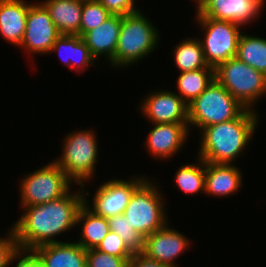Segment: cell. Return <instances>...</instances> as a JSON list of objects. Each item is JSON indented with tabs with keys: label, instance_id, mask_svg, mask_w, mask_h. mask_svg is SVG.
Here are the masks:
<instances>
[{
	"label": "cell",
	"instance_id": "83f0119b",
	"mask_svg": "<svg viewBox=\"0 0 266 267\" xmlns=\"http://www.w3.org/2000/svg\"><path fill=\"white\" fill-rule=\"evenodd\" d=\"M111 15L98 0H83L80 36L102 24Z\"/></svg>",
	"mask_w": 266,
	"mask_h": 267
},
{
	"label": "cell",
	"instance_id": "44dd1931",
	"mask_svg": "<svg viewBox=\"0 0 266 267\" xmlns=\"http://www.w3.org/2000/svg\"><path fill=\"white\" fill-rule=\"evenodd\" d=\"M41 3L61 35H80L83 0H45Z\"/></svg>",
	"mask_w": 266,
	"mask_h": 267
},
{
	"label": "cell",
	"instance_id": "f1b7e54d",
	"mask_svg": "<svg viewBox=\"0 0 266 267\" xmlns=\"http://www.w3.org/2000/svg\"><path fill=\"white\" fill-rule=\"evenodd\" d=\"M87 267H129L131 257H116L97 249H87Z\"/></svg>",
	"mask_w": 266,
	"mask_h": 267
},
{
	"label": "cell",
	"instance_id": "8fae6325",
	"mask_svg": "<svg viewBox=\"0 0 266 267\" xmlns=\"http://www.w3.org/2000/svg\"><path fill=\"white\" fill-rule=\"evenodd\" d=\"M196 17L230 21L239 26L250 24L259 16L265 0H195Z\"/></svg>",
	"mask_w": 266,
	"mask_h": 267
},
{
	"label": "cell",
	"instance_id": "ac0fdd59",
	"mask_svg": "<svg viewBox=\"0 0 266 267\" xmlns=\"http://www.w3.org/2000/svg\"><path fill=\"white\" fill-rule=\"evenodd\" d=\"M242 172L234 164L205 162V193L227 197L241 189Z\"/></svg>",
	"mask_w": 266,
	"mask_h": 267
},
{
	"label": "cell",
	"instance_id": "836d02e7",
	"mask_svg": "<svg viewBox=\"0 0 266 267\" xmlns=\"http://www.w3.org/2000/svg\"><path fill=\"white\" fill-rule=\"evenodd\" d=\"M129 267H168L142 252H135L129 260Z\"/></svg>",
	"mask_w": 266,
	"mask_h": 267
},
{
	"label": "cell",
	"instance_id": "603a6c76",
	"mask_svg": "<svg viewBox=\"0 0 266 267\" xmlns=\"http://www.w3.org/2000/svg\"><path fill=\"white\" fill-rule=\"evenodd\" d=\"M215 79V68H207L181 72L177 78L178 95L189 104L197 98Z\"/></svg>",
	"mask_w": 266,
	"mask_h": 267
},
{
	"label": "cell",
	"instance_id": "7402d4cb",
	"mask_svg": "<svg viewBox=\"0 0 266 267\" xmlns=\"http://www.w3.org/2000/svg\"><path fill=\"white\" fill-rule=\"evenodd\" d=\"M88 202L85 195V203L79 209L76 220V224L82 225L80 240L77 243L86 250L96 249L110 231L108 219L91 210Z\"/></svg>",
	"mask_w": 266,
	"mask_h": 267
},
{
	"label": "cell",
	"instance_id": "e0dca14e",
	"mask_svg": "<svg viewBox=\"0 0 266 267\" xmlns=\"http://www.w3.org/2000/svg\"><path fill=\"white\" fill-rule=\"evenodd\" d=\"M32 251L45 267H87L86 249L77 242L44 244Z\"/></svg>",
	"mask_w": 266,
	"mask_h": 267
},
{
	"label": "cell",
	"instance_id": "9a60e30c",
	"mask_svg": "<svg viewBox=\"0 0 266 267\" xmlns=\"http://www.w3.org/2000/svg\"><path fill=\"white\" fill-rule=\"evenodd\" d=\"M146 140V148L151 156L168 159L178 153L187 142L188 123H154Z\"/></svg>",
	"mask_w": 266,
	"mask_h": 267
},
{
	"label": "cell",
	"instance_id": "4dcf8cb0",
	"mask_svg": "<svg viewBox=\"0 0 266 267\" xmlns=\"http://www.w3.org/2000/svg\"><path fill=\"white\" fill-rule=\"evenodd\" d=\"M7 235L4 238L0 237V267H9L17 260L18 246L11 227Z\"/></svg>",
	"mask_w": 266,
	"mask_h": 267
},
{
	"label": "cell",
	"instance_id": "4316f807",
	"mask_svg": "<svg viewBox=\"0 0 266 267\" xmlns=\"http://www.w3.org/2000/svg\"><path fill=\"white\" fill-rule=\"evenodd\" d=\"M110 230L118 234L126 246L133 252H142L144 237L138 233L124 214L108 218Z\"/></svg>",
	"mask_w": 266,
	"mask_h": 267
},
{
	"label": "cell",
	"instance_id": "8992f818",
	"mask_svg": "<svg viewBox=\"0 0 266 267\" xmlns=\"http://www.w3.org/2000/svg\"><path fill=\"white\" fill-rule=\"evenodd\" d=\"M215 79L246 109L266 94V75L236 57L215 68Z\"/></svg>",
	"mask_w": 266,
	"mask_h": 267
},
{
	"label": "cell",
	"instance_id": "cb8c5ba5",
	"mask_svg": "<svg viewBox=\"0 0 266 267\" xmlns=\"http://www.w3.org/2000/svg\"><path fill=\"white\" fill-rule=\"evenodd\" d=\"M266 75V39L241 33L235 56Z\"/></svg>",
	"mask_w": 266,
	"mask_h": 267
},
{
	"label": "cell",
	"instance_id": "2e32d148",
	"mask_svg": "<svg viewBox=\"0 0 266 267\" xmlns=\"http://www.w3.org/2000/svg\"><path fill=\"white\" fill-rule=\"evenodd\" d=\"M122 16L111 15L102 24L86 32L82 38L96 59L106 56V60L114 66V56L120 35Z\"/></svg>",
	"mask_w": 266,
	"mask_h": 267
},
{
	"label": "cell",
	"instance_id": "d4e9b609",
	"mask_svg": "<svg viewBox=\"0 0 266 267\" xmlns=\"http://www.w3.org/2000/svg\"><path fill=\"white\" fill-rule=\"evenodd\" d=\"M174 61L181 72L207 68L209 65L204 58L200 40L196 38L184 39L174 48Z\"/></svg>",
	"mask_w": 266,
	"mask_h": 267
},
{
	"label": "cell",
	"instance_id": "7a4b0ae2",
	"mask_svg": "<svg viewBox=\"0 0 266 267\" xmlns=\"http://www.w3.org/2000/svg\"><path fill=\"white\" fill-rule=\"evenodd\" d=\"M255 111L245 108L235 119L201 129L199 158L213 164H233L260 122Z\"/></svg>",
	"mask_w": 266,
	"mask_h": 267
},
{
	"label": "cell",
	"instance_id": "5b68a950",
	"mask_svg": "<svg viewBox=\"0 0 266 267\" xmlns=\"http://www.w3.org/2000/svg\"><path fill=\"white\" fill-rule=\"evenodd\" d=\"M245 107L216 79L188 104V124L199 130L235 119Z\"/></svg>",
	"mask_w": 266,
	"mask_h": 267
},
{
	"label": "cell",
	"instance_id": "484cf974",
	"mask_svg": "<svg viewBox=\"0 0 266 267\" xmlns=\"http://www.w3.org/2000/svg\"><path fill=\"white\" fill-rule=\"evenodd\" d=\"M198 164H185L175 174V183L186 194L205 192V161L198 157Z\"/></svg>",
	"mask_w": 266,
	"mask_h": 267
},
{
	"label": "cell",
	"instance_id": "277c9868",
	"mask_svg": "<svg viewBox=\"0 0 266 267\" xmlns=\"http://www.w3.org/2000/svg\"><path fill=\"white\" fill-rule=\"evenodd\" d=\"M96 134L92 130L75 131L65 137L62 155L53 160L74 183L84 187L91 180L98 159Z\"/></svg>",
	"mask_w": 266,
	"mask_h": 267
},
{
	"label": "cell",
	"instance_id": "3957f363",
	"mask_svg": "<svg viewBox=\"0 0 266 267\" xmlns=\"http://www.w3.org/2000/svg\"><path fill=\"white\" fill-rule=\"evenodd\" d=\"M140 11L122 16L118 45L114 56V66L129 67L157 48L159 33L157 28ZM141 59V60H140Z\"/></svg>",
	"mask_w": 266,
	"mask_h": 267
},
{
	"label": "cell",
	"instance_id": "9c48e42d",
	"mask_svg": "<svg viewBox=\"0 0 266 267\" xmlns=\"http://www.w3.org/2000/svg\"><path fill=\"white\" fill-rule=\"evenodd\" d=\"M203 29L204 39L200 42L206 63L216 68L219 64L234 58L242 32L240 27L230 21L215 20L210 17H195Z\"/></svg>",
	"mask_w": 266,
	"mask_h": 267
},
{
	"label": "cell",
	"instance_id": "f546056e",
	"mask_svg": "<svg viewBox=\"0 0 266 267\" xmlns=\"http://www.w3.org/2000/svg\"><path fill=\"white\" fill-rule=\"evenodd\" d=\"M96 249L116 257L133 256V252L126 246L121 237L111 230Z\"/></svg>",
	"mask_w": 266,
	"mask_h": 267
},
{
	"label": "cell",
	"instance_id": "5bb4252c",
	"mask_svg": "<svg viewBox=\"0 0 266 267\" xmlns=\"http://www.w3.org/2000/svg\"><path fill=\"white\" fill-rule=\"evenodd\" d=\"M168 225L144 237L142 253L168 267H178L175 259L188 250L190 241Z\"/></svg>",
	"mask_w": 266,
	"mask_h": 267
},
{
	"label": "cell",
	"instance_id": "d6a6232c",
	"mask_svg": "<svg viewBox=\"0 0 266 267\" xmlns=\"http://www.w3.org/2000/svg\"><path fill=\"white\" fill-rule=\"evenodd\" d=\"M17 259L15 267H45L33 251L18 249Z\"/></svg>",
	"mask_w": 266,
	"mask_h": 267
},
{
	"label": "cell",
	"instance_id": "ba28073f",
	"mask_svg": "<svg viewBox=\"0 0 266 267\" xmlns=\"http://www.w3.org/2000/svg\"><path fill=\"white\" fill-rule=\"evenodd\" d=\"M20 182L22 208L59 199L71 190L72 184L54 161L29 173Z\"/></svg>",
	"mask_w": 266,
	"mask_h": 267
},
{
	"label": "cell",
	"instance_id": "7c38bea8",
	"mask_svg": "<svg viewBox=\"0 0 266 267\" xmlns=\"http://www.w3.org/2000/svg\"><path fill=\"white\" fill-rule=\"evenodd\" d=\"M146 176L129 180L111 179L97 188L92 198V208L96 214L109 218L123 214L133 192L147 179Z\"/></svg>",
	"mask_w": 266,
	"mask_h": 267
},
{
	"label": "cell",
	"instance_id": "52a82bcc",
	"mask_svg": "<svg viewBox=\"0 0 266 267\" xmlns=\"http://www.w3.org/2000/svg\"><path fill=\"white\" fill-rule=\"evenodd\" d=\"M155 184V185H154ZM156 183L146 179L132 194L124 215L143 237L168 224L165 203Z\"/></svg>",
	"mask_w": 266,
	"mask_h": 267
},
{
	"label": "cell",
	"instance_id": "1f68e13d",
	"mask_svg": "<svg viewBox=\"0 0 266 267\" xmlns=\"http://www.w3.org/2000/svg\"><path fill=\"white\" fill-rule=\"evenodd\" d=\"M112 15L125 16L133 14L140 9L135 5V0H98Z\"/></svg>",
	"mask_w": 266,
	"mask_h": 267
},
{
	"label": "cell",
	"instance_id": "30bf717a",
	"mask_svg": "<svg viewBox=\"0 0 266 267\" xmlns=\"http://www.w3.org/2000/svg\"><path fill=\"white\" fill-rule=\"evenodd\" d=\"M60 35L45 6L41 2L30 3L20 47H24L29 54H48Z\"/></svg>",
	"mask_w": 266,
	"mask_h": 267
},
{
	"label": "cell",
	"instance_id": "ffe728a7",
	"mask_svg": "<svg viewBox=\"0 0 266 267\" xmlns=\"http://www.w3.org/2000/svg\"><path fill=\"white\" fill-rule=\"evenodd\" d=\"M56 51L60 59L62 58L63 64L78 73H82L84 68L88 69L92 66L91 64L96 62L80 35H60L55 40L49 53H55Z\"/></svg>",
	"mask_w": 266,
	"mask_h": 267
},
{
	"label": "cell",
	"instance_id": "d6986e66",
	"mask_svg": "<svg viewBox=\"0 0 266 267\" xmlns=\"http://www.w3.org/2000/svg\"><path fill=\"white\" fill-rule=\"evenodd\" d=\"M28 10L24 0H0V34L7 43H22Z\"/></svg>",
	"mask_w": 266,
	"mask_h": 267
},
{
	"label": "cell",
	"instance_id": "6da1fadb",
	"mask_svg": "<svg viewBox=\"0 0 266 267\" xmlns=\"http://www.w3.org/2000/svg\"><path fill=\"white\" fill-rule=\"evenodd\" d=\"M80 189L41 205L23 207L24 214L11 226L18 249L32 251L44 244L60 242L54 237L78 226L79 209L85 203V194L90 195L84 187Z\"/></svg>",
	"mask_w": 266,
	"mask_h": 267
},
{
	"label": "cell",
	"instance_id": "4fadbf2b",
	"mask_svg": "<svg viewBox=\"0 0 266 267\" xmlns=\"http://www.w3.org/2000/svg\"><path fill=\"white\" fill-rule=\"evenodd\" d=\"M139 108L153 124L188 123V104L176 92H150Z\"/></svg>",
	"mask_w": 266,
	"mask_h": 267
}]
</instances>
